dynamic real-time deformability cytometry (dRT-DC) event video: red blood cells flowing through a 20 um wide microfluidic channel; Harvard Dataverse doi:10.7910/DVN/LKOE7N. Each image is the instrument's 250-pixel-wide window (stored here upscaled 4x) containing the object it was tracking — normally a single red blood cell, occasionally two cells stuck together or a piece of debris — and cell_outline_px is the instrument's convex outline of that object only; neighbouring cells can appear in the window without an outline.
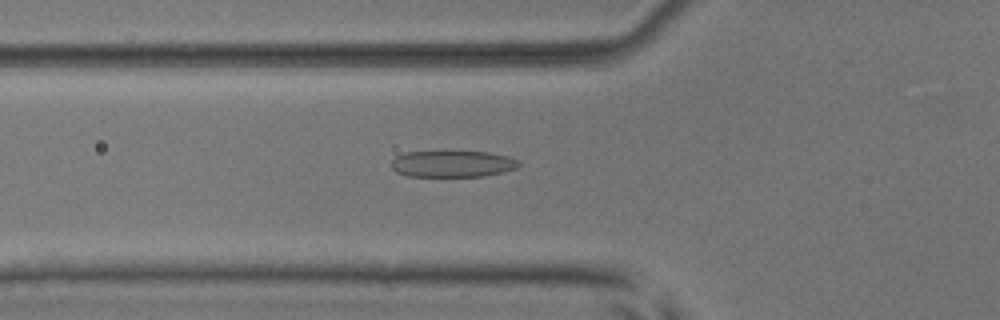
{"species": "common noctule bat (a hibernating species)", "species_latin": "Nyctalus noctula", "temperature_condition": "room temperature", "stored_images_in_passage": 39, "camera_frame_rate_fps": 3000, "um_per_image_px": 0.085, "animal": {"sex": "male", "body_mass_g": 17.9, "forearm_length_mm": 54.2}, "frame": {"image": 1, "passage_image": 10, "time_ms": 3.0, "image_size_px": [1000, 320], "cell_outline_px": [[520, 164], [516, 168], [504, 172], [484, 176], [408, 176], [396, 172], [392, 168], [392, 160], [396, 156], [404, 152], [488, 152], [508, 156], [516, 160]], "centroid_in_image_um": [38.45, 13.93], "position_along_channel_um": 87.3, "area_um2": 19.54}}
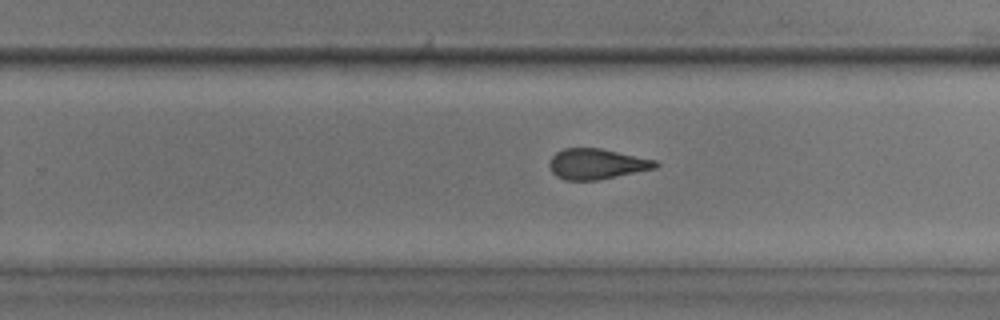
{"frame": {"image": 2, "passage_image": 25, "time_ms": 8.0, "image_size_px": [1000, 320], "cell_outline_px": [[660, 164], [656, 168], [596, 180], [564, 180], [556, 176], [552, 172], [548, 164], [552, 156], [556, 152], [564, 148], [600, 148], [656, 160]], "centroid_in_image_um": [50.7, 13.93], "position_along_channel_um": 279.1, "area_um2": 18.79}}
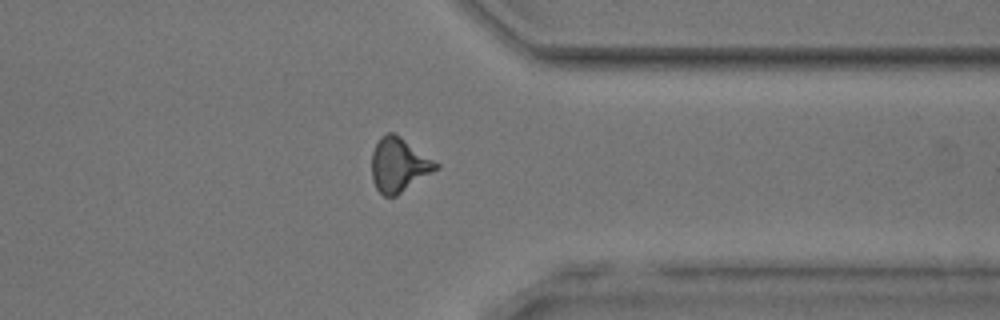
{"frame": {"image": 3, "passage_image": 33, "time_ms": 10.667, "image_size_px": [1000, 320], "cell_outline_px": [[440, 168], [396, 196], [384, 196], [376, 188], [372, 180], [372, 152], [380, 136], [388, 132], [392, 132], [400, 136], [440, 164]], "centroid_in_image_um": [33.91, 14.02], "position_along_channel_um": 377.5, "area_um2": 20.29}}